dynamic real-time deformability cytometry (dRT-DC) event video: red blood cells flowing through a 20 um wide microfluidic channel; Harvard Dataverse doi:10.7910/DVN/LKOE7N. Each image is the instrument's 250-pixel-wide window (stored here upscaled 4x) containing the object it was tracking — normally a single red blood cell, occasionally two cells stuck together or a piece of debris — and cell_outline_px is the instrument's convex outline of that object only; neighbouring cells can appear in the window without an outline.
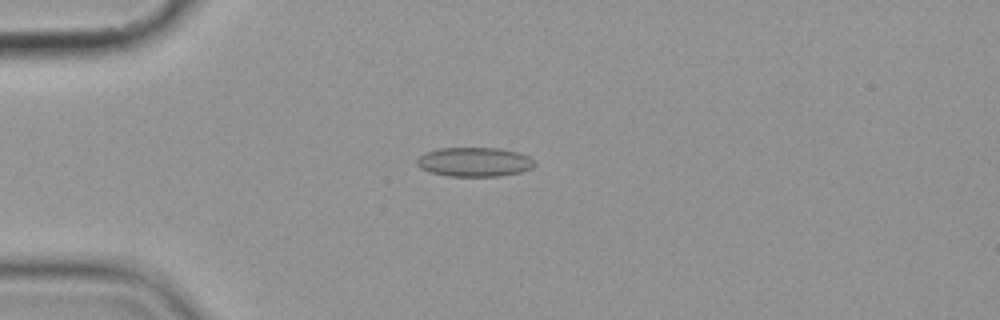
{"species": "common noctule bat (a hibernating species)", "species_latin": "Nyctalus noctula", "temperature_condition": "cold", "stored_images_in_passage": 1, "camera_frame_rate_fps": 3000, "um_per_image_px": 0.085, "animal": {"sex": "female", "body_mass_g": 19.9}, "frame": {"image": 1, "passage_image": 1, "time_ms": 0.0, "image_size_px": [1000, 320], "cell_outline_px": [[536, 164], [532, 168], [520, 172], [500, 176], [448, 176], [428, 172], [420, 168], [416, 164], [416, 160], [424, 152], [440, 148], [500, 148], [516, 152], [528, 156]], "centroid_in_image_um": [40.28, 13.77], "position_along_channel_um": 44.7, "area_um2": 20.11}}